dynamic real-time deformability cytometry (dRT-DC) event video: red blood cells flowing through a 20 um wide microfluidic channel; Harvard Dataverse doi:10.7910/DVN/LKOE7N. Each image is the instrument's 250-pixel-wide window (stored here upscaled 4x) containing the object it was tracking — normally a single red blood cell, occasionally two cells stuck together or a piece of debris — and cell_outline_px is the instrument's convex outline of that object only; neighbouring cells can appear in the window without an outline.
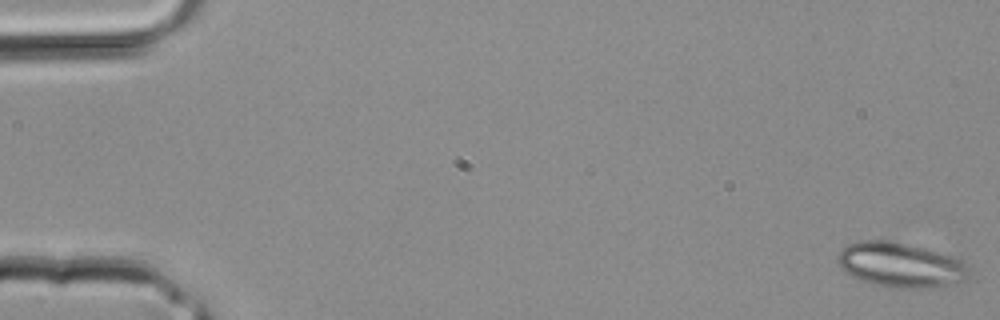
{"species": "common noctule bat (a hibernating species)", "species_latin": "Nyctalus noctula", "temperature_condition": "room temperature", "stored_images_in_passage": 2, "camera_frame_rate_fps": 3000, "um_per_image_px": 0.085, "animal": {"sex": "male", "body_mass_g": 20.4}, "frame": {"image": 1, "passage_image": 2, "time_ms": 0.333, "image_size_px": [1000, 320], "cell_outline_px": [[972, 276], [968, 280], [932, 288], [888, 288], [860, 280], [844, 272], [836, 260], [836, 256], [840, 248], [856, 240], [892, 240], [952, 256], [964, 260], [972, 264]], "centroid_in_image_um": [76.59, 22.52], "position_along_channel_um": 8.4, "area_um2": 35.26}}